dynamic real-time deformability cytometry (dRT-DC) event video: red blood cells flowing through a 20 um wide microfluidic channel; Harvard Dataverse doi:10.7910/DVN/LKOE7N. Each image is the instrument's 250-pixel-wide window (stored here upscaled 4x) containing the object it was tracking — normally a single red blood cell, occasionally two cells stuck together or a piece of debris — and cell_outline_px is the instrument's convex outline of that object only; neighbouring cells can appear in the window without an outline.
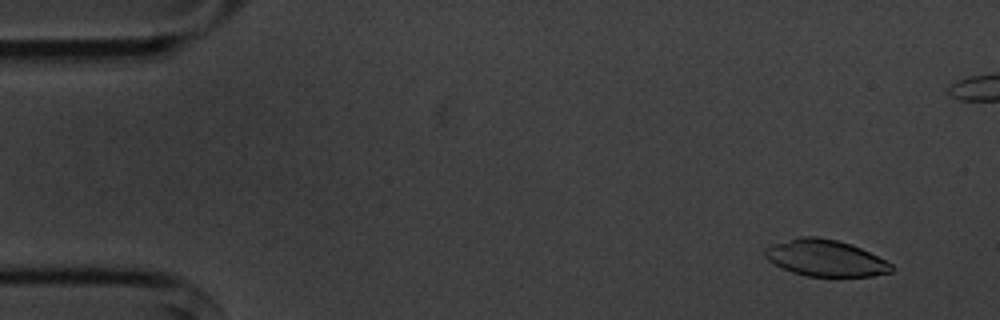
{"species": "common noctule bat (a hibernating species)", "species_latin": "Nyctalus noctula", "temperature_condition": "cold", "stored_images_in_passage": 5, "camera_frame_rate_fps": 3000, "um_per_image_px": 0.085, "animal": {"sex": "male", "body_mass_g": 20.1, "forearm_length_mm": 53.5}, "frame": {"image": 1, "passage_image": 1, "time_ms": 0.0, "image_size_px": [1000, 320], "cell_outline_px": [[896, 268], [892, 272], [872, 276], [808, 276], [792, 272], [768, 260], [764, 256], [764, 248], [772, 244], [800, 236], [816, 236], [836, 240], [852, 244], [892, 264]], "centroid_in_image_um": [70.16, 21.93], "position_along_channel_um": 14.8, "area_um2": 26.76}}